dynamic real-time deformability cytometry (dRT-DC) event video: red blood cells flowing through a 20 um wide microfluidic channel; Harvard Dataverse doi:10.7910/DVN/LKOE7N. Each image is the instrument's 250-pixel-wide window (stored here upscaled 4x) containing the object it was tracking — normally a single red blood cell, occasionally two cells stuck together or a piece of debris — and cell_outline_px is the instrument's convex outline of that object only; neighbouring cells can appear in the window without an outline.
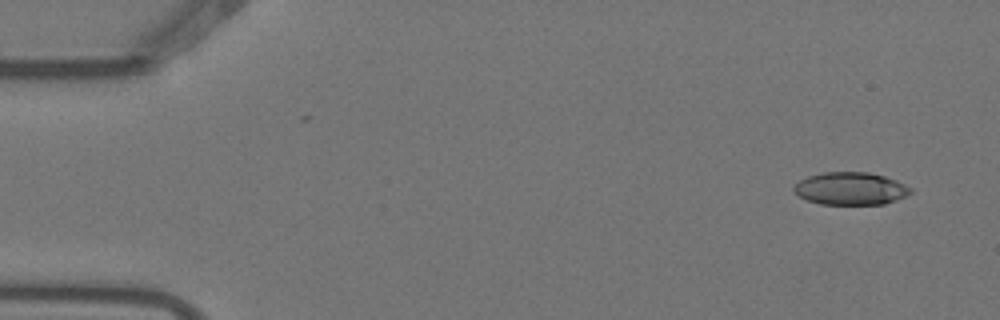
{"species": "Egyptian fruit bat (a non-hibernating species)", "species_latin": "Rousettus aegyptiacus", "temperature_condition": "warm", "stored_images_in_passage": 5, "camera_frame_rate_fps": 3000, "um_per_image_px": 0.085, "animal": {"sex": "female"}, "frame": {"image": 1, "passage_image": 1, "time_ms": 0.0, "image_size_px": [1000, 320], "cell_outline_px": [[912, 192], [908, 196], [884, 204], [820, 204], [808, 200], [800, 196], [792, 188], [800, 180], [808, 176], [824, 172], [868, 172], [884, 176], [896, 180], [912, 188]], "centroid_in_image_um": [72.34, 16.03], "position_along_channel_um": 12.7, "area_um2": 22.14}}